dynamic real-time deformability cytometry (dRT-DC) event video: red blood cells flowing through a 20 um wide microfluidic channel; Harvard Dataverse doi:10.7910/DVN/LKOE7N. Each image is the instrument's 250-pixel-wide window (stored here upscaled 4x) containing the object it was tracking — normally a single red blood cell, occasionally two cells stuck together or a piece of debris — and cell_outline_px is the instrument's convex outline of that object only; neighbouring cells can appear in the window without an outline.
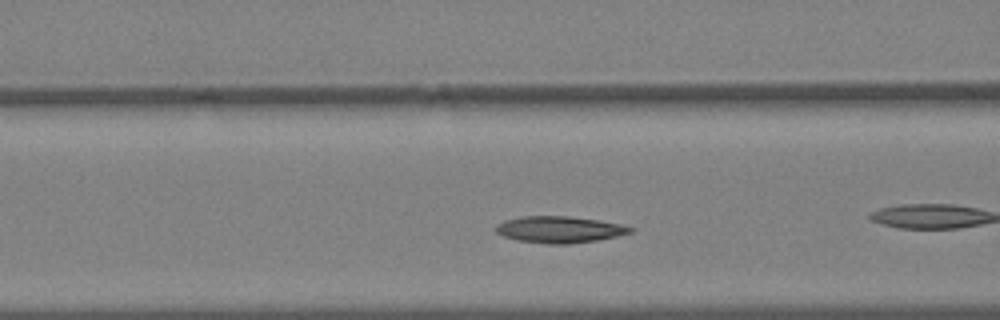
{"species": "Egyptian fruit bat (a non-hibernating species)", "species_latin": "Rousettus aegyptiacus", "temperature_condition": "warm", "stored_images_in_passage": 30, "camera_frame_rate_fps": 3000, "um_per_image_px": 0.085, "animal": {"sex": "female"}, "frame": {"image": 1, "passage_image": 13, "time_ms": 4.0, "image_size_px": [1000, 320], "cell_outline_px": [[636, 228], [632, 232], [616, 236], [596, 240], [568, 244], [548, 244], [516, 240], [504, 236], [496, 232], [496, 224], [504, 220], [520, 216], [568, 216], [596, 220], [620, 224]], "centroid_in_image_um": [47.52, 19.51], "position_along_channel_um": 119.1, "area_um2": 20.75}}